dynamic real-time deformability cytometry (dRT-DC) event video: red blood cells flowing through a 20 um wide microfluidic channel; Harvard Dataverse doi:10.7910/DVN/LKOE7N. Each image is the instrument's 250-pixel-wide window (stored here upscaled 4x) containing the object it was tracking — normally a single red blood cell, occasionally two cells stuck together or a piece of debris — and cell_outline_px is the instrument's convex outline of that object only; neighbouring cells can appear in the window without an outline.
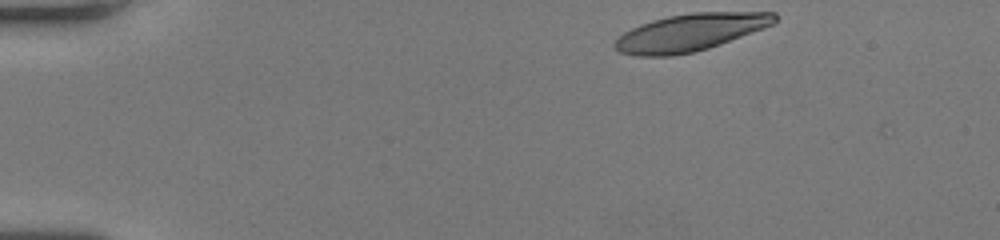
{"species": "human", "species_latin": "Homo sapiens", "temperature_condition": "room temperature", "stored_images_in_passage": 40, "camera_frame_rate_fps": 3000, "um_per_image_px": 0.085, "donor": {"sex": "female"}, "frame": {"image": 1, "passage_image": 1, "time_ms": 0.0, "image_size_px": [1000, 240], "cell_outline_px": [[776, 20], [772, 24], [764, 28], [720, 44], [708, 48], [692, 52], [672, 56], [636, 56], [620, 52], [612, 44], [624, 32], [640, 24], [652, 20], [668, 16], [692, 12], [776, 12]], "centroid_in_image_um": [58.65, 2.75], "position_along_channel_um": 26.3, "area_um2": 34.51}}
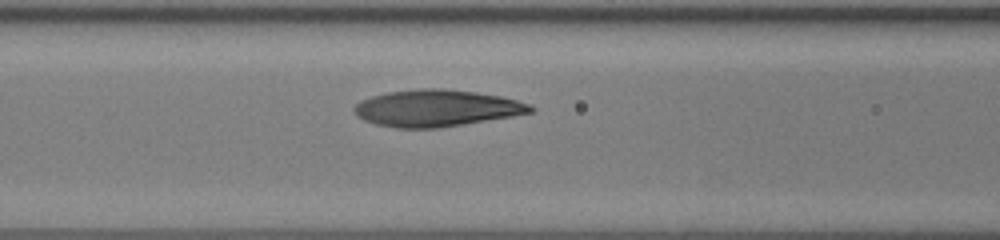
{"frame": {"image": 2, "passage_image": 16, "time_ms": 5.0, "image_size_px": [1000, 240], "cell_outline_px": [[536, 108], [532, 112], [512, 116], [440, 128], [396, 128], [376, 124], [364, 120], [356, 116], [352, 108], [360, 100], [372, 96], [388, 92], [420, 88], [444, 88], [476, 92], [500, 96], [532, 104]], "centroid_in_image_um": [37.09, 9.19], "position_along_channel_um": 129.5, "area_um2": 37.92}}
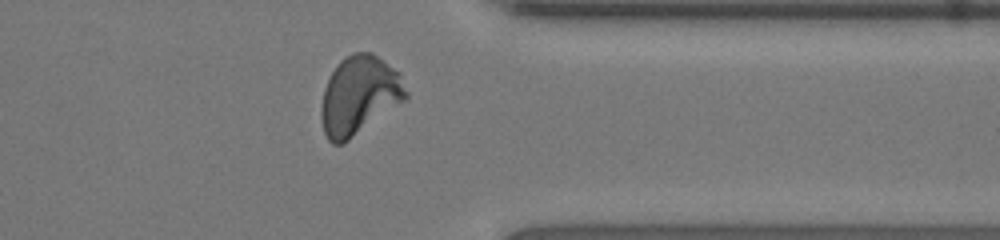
{"frame": {"image": 3, "passage_image": 35, "time_ms": 11.333, "image_size_px": [1000, 240], "cell_outline_px": [[408, 96], [404, 100], [344, 144], [332, 144], [328, 140], [324, 132], [320, 112], [320, 108], [324, 88], [332, 72], [340, 60], [352, 52], [372, 52], [400, 72], [408, 92]], "centroid_in_image_um": [30.53, 8.1], "position_along_channel_um": 380.9, "area_um2": 38.84}, "authors_computed_cell_mechanics": {"area_um2": 36.5874, "velocity_mm_per_s": 4.0565, "shape_relaxation_time_tau1_ms": 3.6777, "shape_relaxation_time_tau2_ms": 0.9084, "deformation_change_tau1": 0.1924, "deformation_change_tau2": 0.0628}}